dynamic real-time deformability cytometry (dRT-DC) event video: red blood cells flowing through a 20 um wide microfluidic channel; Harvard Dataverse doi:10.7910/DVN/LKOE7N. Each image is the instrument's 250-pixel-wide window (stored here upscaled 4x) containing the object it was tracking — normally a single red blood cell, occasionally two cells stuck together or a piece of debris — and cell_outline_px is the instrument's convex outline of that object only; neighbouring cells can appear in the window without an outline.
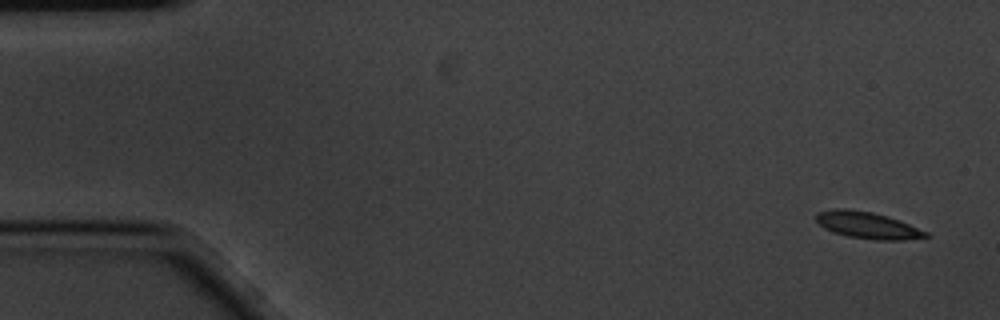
{"species": "common noctule bat (a hibernating species)", "species_latin": "Nyctalus noctula", "temperature_condition": "cold", "stored_images_in_passage": 4, "camera_frame_rate_fps": 3000, "um_per_image_px": 0.085, "animal": {"sex": "male", "body_mass_g": 20.1, "forearm_length_mm": 53.5}, "frame": {"image": 1, "passage_image": 1, "time_ms": 0.0, "image_size_px": [1000, 320], "cell_outline_px": [[932, 236], [904, 240], [876, 240], [848, 236], [832, 232], [824, 228], [816, 220], [816, 212], [836, 208], [848, 208], [872, 212], [888, 216], [928, 232]], "centroid_in_image_um": [73.73, 19.14], "position_along_channel_um": 11.3, "area_um2": 17.11}}
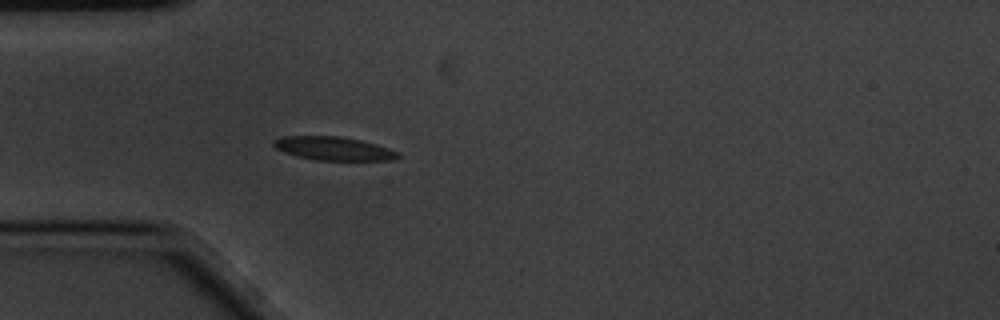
{"frame": {"image": 2, "passage_image": 4, "time_ms": 1.0, "image_size_px": [1000, 320], "cell_outline_px": [[400, 156], [396, 160], [316, 160], [296, 156], [284, 152], [276, 148], [272, 144], [272, 140], [284, 136], [340, 136], [360, 140], [376, 144], [400, 152]], "centroid_in_image_um": [28.36, 12.62], "position_along_channel_um": 56.6, "area_um2": 17.11}}